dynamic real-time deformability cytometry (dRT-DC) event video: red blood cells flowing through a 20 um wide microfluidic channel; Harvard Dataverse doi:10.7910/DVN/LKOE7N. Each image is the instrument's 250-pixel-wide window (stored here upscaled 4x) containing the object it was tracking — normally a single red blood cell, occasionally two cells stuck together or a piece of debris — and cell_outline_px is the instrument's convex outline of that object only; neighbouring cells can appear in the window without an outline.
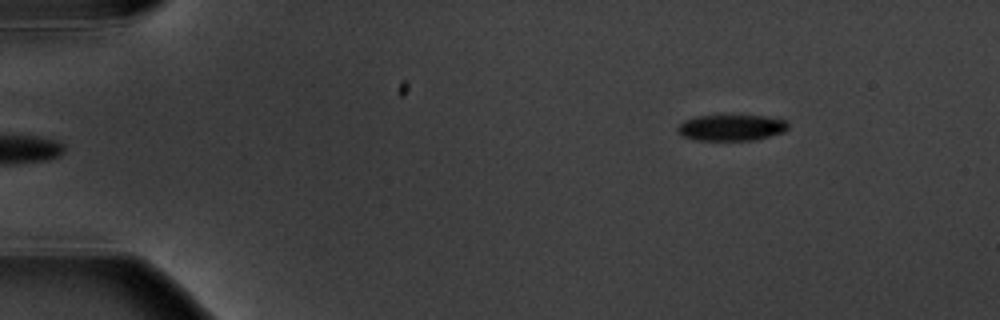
{"species": "common noctule bat (a hibernating species)", "species_latin": "Nyctalus noctula", "temperature_condition": "warm", "stored_images_in_passage": 6, "segment_of_instrument_passage": [2, 2], "camera_frame_rate_fps": 3000, "um_per_image_px": 0.085, "animal": {"sex": "male", "body_mass_g": 20.1, "forearm_length_mm": 53.5}, "frame": {"image": 1, "passage_image": 6, "time_ms": 7.0, "image_size_px": [1000, 320], "cell_outline_px": [[788, 128], [784, 132], [756, 140], [696, 140], [684, 136], [676, 128], [684, 120], [696, 116], [764, 116], [784, 120], [788, 124]], "centroid_in_image_um": [62.18, 10.85], "position_along_channel_um": 22.8, "area_um2": 16.59}}